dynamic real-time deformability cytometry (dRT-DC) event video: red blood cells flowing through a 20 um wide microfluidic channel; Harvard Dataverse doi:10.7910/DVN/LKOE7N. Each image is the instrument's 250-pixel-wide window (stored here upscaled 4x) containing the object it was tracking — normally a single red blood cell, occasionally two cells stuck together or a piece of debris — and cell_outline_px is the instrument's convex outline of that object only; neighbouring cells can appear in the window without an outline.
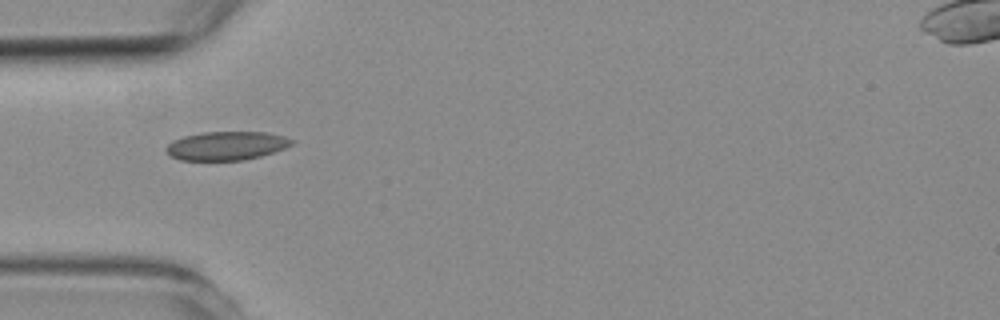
{"species": "common noctule bat (a hibernating species)", "species_latin": "Nyctalus noctula", "temperature_condition": "room temperature", "stored_images_in_passage": 1, "camera_frame_rate_fps": 3000, "um_per_image_px": 0.085, "animal": {"sex": "female", "body_mass_g": 19.3, "forearm_length_mm": 54.1}, "frame": {"image": 1, "passage_image": 1, "time_ms": 0.0, "image_size_px": [1000, 320], "cell_outline_px": [[296, 140], [292, 144], [284, 148], [260, 156], [244, 160], [180, 160], [172, 156], [164, 148], [172, 140], [184, 136], [204, 132], [268, 132], [284, 136]], "centroid_in_image_um": [19.26, 12.38], "position_along_channel_um": 65.7, "area_um2": 20.92}}